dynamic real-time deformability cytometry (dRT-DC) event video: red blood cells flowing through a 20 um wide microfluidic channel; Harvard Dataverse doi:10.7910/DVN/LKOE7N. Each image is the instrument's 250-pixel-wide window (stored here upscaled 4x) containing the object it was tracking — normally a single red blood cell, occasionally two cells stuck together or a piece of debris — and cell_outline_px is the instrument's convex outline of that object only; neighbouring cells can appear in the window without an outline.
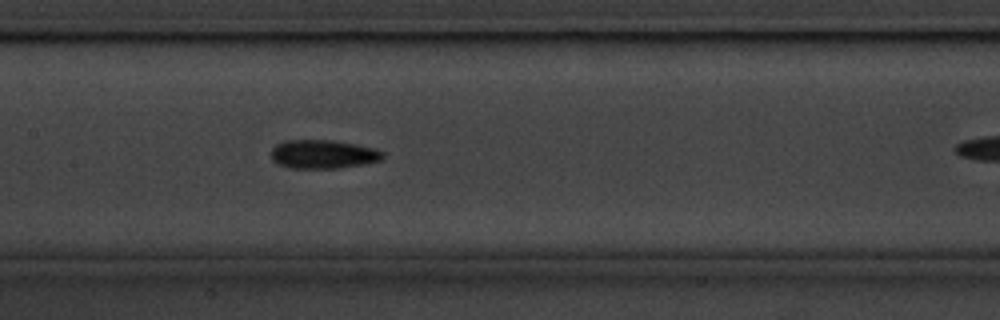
{"species": "common noctule bat (a hibernating species)", "species_latin": "Nyctalus noctula", "temperature_condition": "cold", "stored_images_in_passage": 31, "camera_frame_rate_fps": 3000, "um_per_image_px": 0.085, "animal": {"sex": "male", "body_mass_g": 20.1, "forearm_length_mm": 53.5}, "frame": {"image": 1, "passage_image": 12, "time_ms": 3.667, "image_size_px": [1000, 320], "cell_outline_px": [[384, 160], [364, 164], [340, 168], [292, 168], [276, 164], [272, 160], [272, 148], [276, 144], [284, 140], [332, 140], [376, 148], [384, 152]], "centroid_in_image_um": [27.48, 13.11], "position_along_channel_um": 179.9, "area_um2": 18.9}}
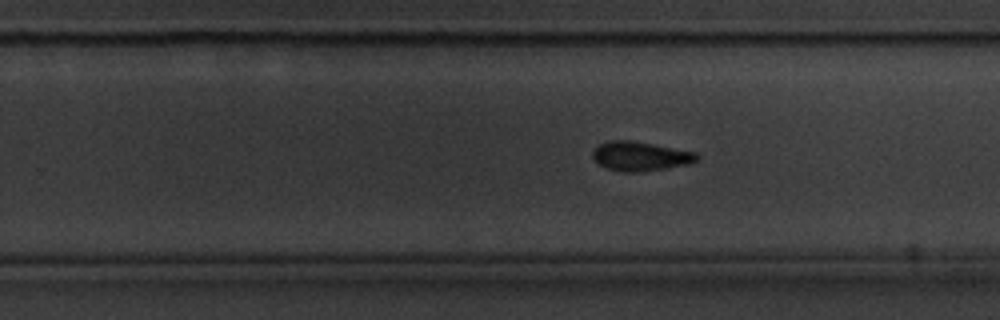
{"frame": {"image": 2, "passage_image": 20, "time_ms": 6.333, "image_size_px": [1000, 320], "cell_outline_px": [[700, 160], [688, 164], [640, 172], [624, 172], [608, 168], [600, 164], [592, 156], [592, 152], [600, 144], [608, 140], [632, 140], [696, 152], [700, 156]], "centroid_in_image_um": [54.46, 13.27], "position_along_channel_um": 275.3, "area_um2": 17.69}}
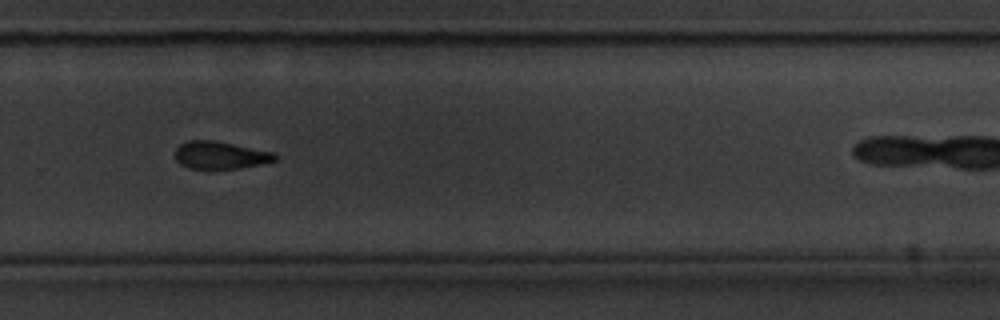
{"frame": {"image": 3, "passage_image": 23, "time_ms": 7.333, "image_size_px": [1000, 320], "cell_outline_px": [[280, 156], [276, 160], [260, 164], [240, 168], [208, 172], [188, 168], [180, 164], [176, 160], [176, 148], [180, 144], [188, 140], [212, 140], [276, 152]], "centroid_in_image_um": [18.73, 13.23], "position_along_channel_um": 311.1, "area_um2": 16.76}}